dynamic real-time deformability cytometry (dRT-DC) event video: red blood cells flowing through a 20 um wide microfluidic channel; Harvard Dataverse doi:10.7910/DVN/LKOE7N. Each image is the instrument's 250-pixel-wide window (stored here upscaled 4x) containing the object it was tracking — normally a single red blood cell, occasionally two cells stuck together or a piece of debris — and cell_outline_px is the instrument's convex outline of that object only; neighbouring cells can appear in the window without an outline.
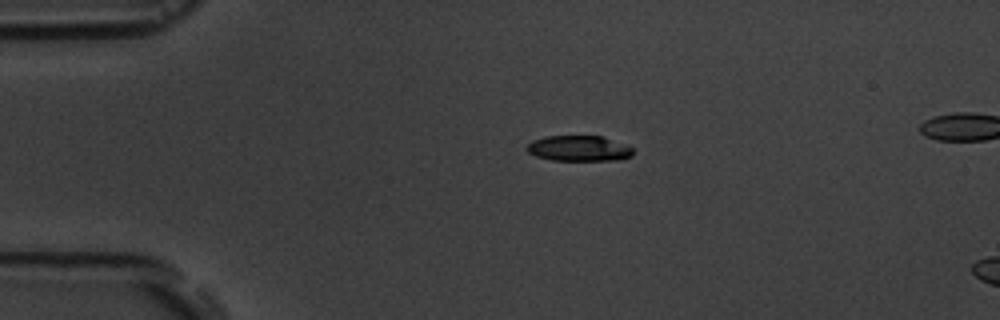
{"species": "common noctule bat (a hibernating species)", "species_latin": "Nyctalus noctula", "temperature_condition": "room temperature", "stored_images_in_passage": 3, "camera_frame_rate_fps": 3000, "um_per_image_px": 0.085, "animal": {"sex": "male", "body_mass_g": 19.5, "forearm_length_mm": 54.6}, "frame": {"image": 1, "passage_image": 2, "time_ms": 1.0, "image_size_px": [1000, 320], "cell_outline_px": [[636, 148], [632, 156], [620, 160], [552, 160], [536, 156], [528, 152], [524, 148], [532, 140], [544, 136], [600, 136]], "centroid_in_image_um": [49.21, 12.62], "position_along_channel_um": 35.8, "area_um2": 15.95}}